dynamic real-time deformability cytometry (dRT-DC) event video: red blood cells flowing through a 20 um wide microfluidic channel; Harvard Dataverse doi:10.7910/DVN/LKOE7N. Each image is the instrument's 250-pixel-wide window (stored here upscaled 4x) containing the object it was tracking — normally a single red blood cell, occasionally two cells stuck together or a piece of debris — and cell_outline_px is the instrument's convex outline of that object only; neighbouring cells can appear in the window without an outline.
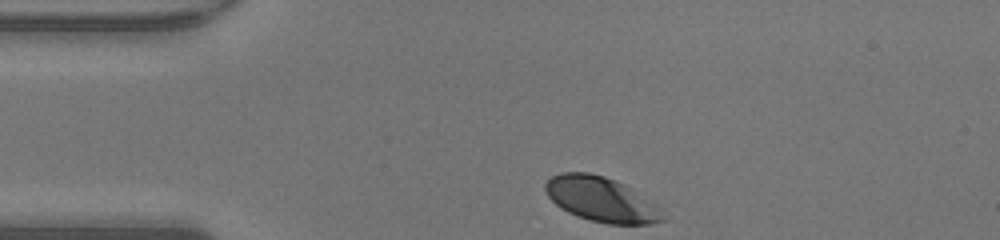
{"species": "human", "species_latin": "Homo sapiens", "temperature_condition": "warm", "stored_images_in_passage": 29, "camera_frame_rate_fps": 3000, "um_per_image_px": 0.085, "donor": {"sex": "male"}, "frame": {"image": 1, "passage_image": 1, "time_ms": 0.0, "image_size_px": [1000, 240], "cell_outline_px": [[664, 220], [648, 224], [608, 224], [588, 220], [576, 216], [560, 208], [548, 196], [544, 188], [544, 184], [552, 176], [560, 172], [588, 172], [604, 176], [624, 184], [664, 208]], "centroid_in_image_um": [51.13, 16.95], "position_along_channel_um": 33.9, "area_um2": 30.92}}
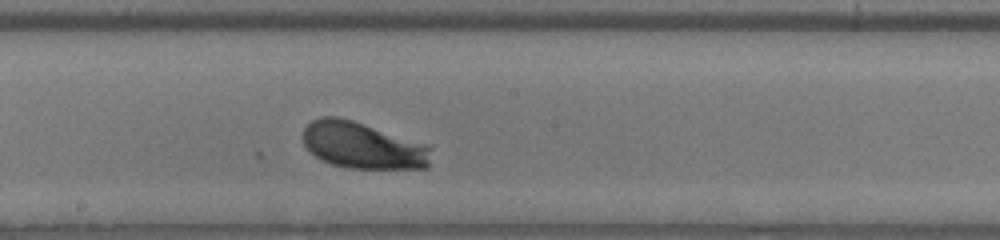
{"frame": {"image": 2, "passage_image": 17, "time_ms": 5.333, "image_size_px": [1000, 240], "cell_outline_px": [[432, 148], [428, 168], [348, 168], [332, 164], [320, 160], [308, 152], [304, 144], [304, 128], [312, 120], [320, 116], [336, 116], [352, 120], [432, 144]], "centroid_in_image_um": [30.87, 12.35], "position_along_channel_um": 217.3, "area_um2": 35.37}}
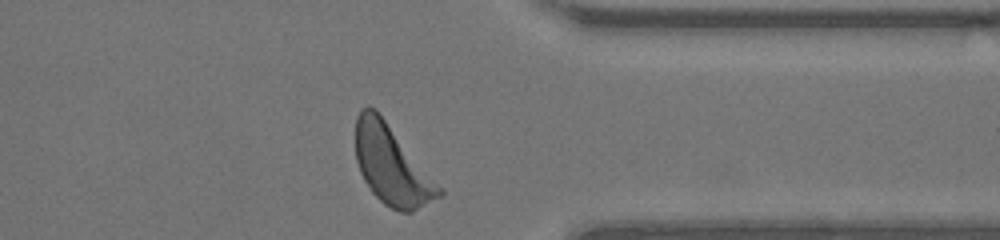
{"frame": {"image": 3, "passage_image": 29, "time_ms": 9.333, "image_size_px": [1000, 240], "cell_outline_px": [[444, 196], [412, 212], [400, 212], [384, 204], [372, 192], [364, 180], [360, 172], [356, 160], [356, 116], [360, 108], [368, 104], [376, 108], [444, 188]], "centroid_in_image_um": [33.34, 14.03], "position_along_channel_um": 378.1, "area_um2": 39.19}, "authors_computed_cell_mechanics": {"area_um2": 33.9286, "velocity_mm_per_s": 4.2436, "shape_relaxation_time_tau1_ms": 1.0922, "shape_relaxation_time_tau2_ms": null, "deformation_change_tau1": 0.0959, "deformation_change_tau2": null}}